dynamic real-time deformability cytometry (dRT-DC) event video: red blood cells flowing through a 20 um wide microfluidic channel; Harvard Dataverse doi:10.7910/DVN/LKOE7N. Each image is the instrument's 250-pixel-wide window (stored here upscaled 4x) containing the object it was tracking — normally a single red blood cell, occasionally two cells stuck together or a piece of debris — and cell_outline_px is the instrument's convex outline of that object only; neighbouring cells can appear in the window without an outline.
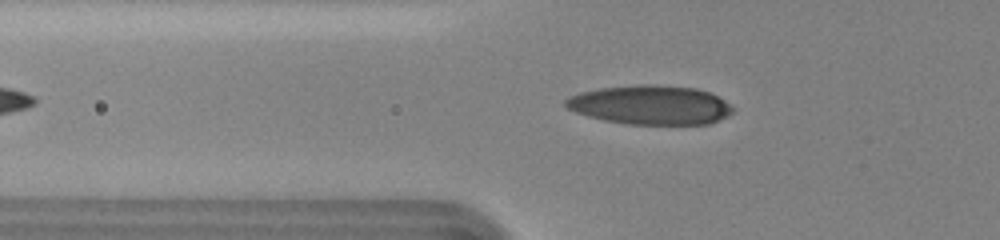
{"species": "human", "species_latin": "Homo sapiens", "temperature_condition": "cold", "stored_images_in_passage": 6, "camera_frame_rate_fps": 3000, "um_per_image_px": 0.085, "donor": {"sex": "female"}, "frame": {"image": 1, "passage_image": 4, "time_ms": 2.333, "image_size_px": [1000, 240], "cell_outline_px": [[732, 112], [728, 116], [708, 124], [628, 124], [604, 120], [588, 116], [576, 112], [568, 108], [564, 104], [564, 100], [568, 96], [580, 92], [600, 88], [644, 84], [648, 84], [696, 88], [708, 92], [724, 100], [732, 108]], "centroid_in_image_um": [55.25, 8.92], "position_along_channel_um": 70.5, "area_um2": 37.92}}